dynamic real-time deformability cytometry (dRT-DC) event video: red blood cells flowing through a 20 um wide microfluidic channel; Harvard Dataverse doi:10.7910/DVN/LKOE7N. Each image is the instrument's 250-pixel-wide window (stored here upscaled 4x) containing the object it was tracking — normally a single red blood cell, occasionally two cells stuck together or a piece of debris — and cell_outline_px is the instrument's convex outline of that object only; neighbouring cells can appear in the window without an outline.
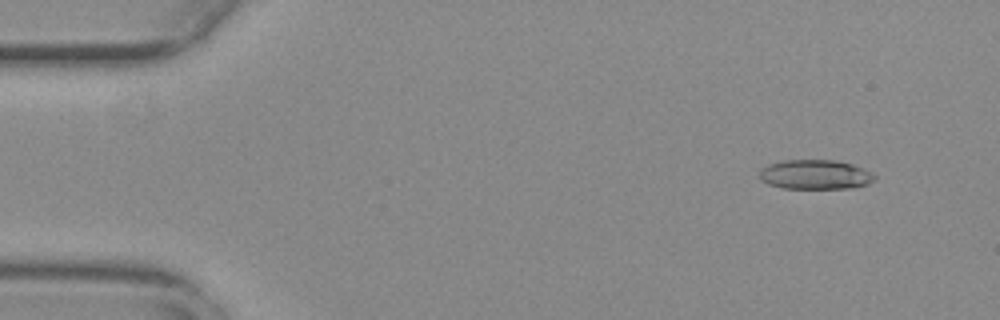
{"species": "common noctule bat (a hibernating species)", "species_latin": "Nyctalus noctula", "temperature_condition": "warm", "stored_images_in_passage": 15, "camera_frame_rate_fps": 3000, "um_per_image_px": 0.085, "animal": {"sex": "female", "body_mass_g": 29.2, "forearm_length_mm": 56.3}, "frame": {"image": 1, "passage_image": 5, "time_ms": 1.333, "image_size_px": [1000, 320], "cell_outline_px": [[876, 180], [868, 184], [852, 188], [784, 188], [768, 184], [760, 180], [760, 172], [768, 164], [784, 160], [832, 160], [852, 164], [872, 172], [876, 176]], "centroid_in_image_um": [69.32, 14.84], "position_along_channel_um": 15.7, "area_um2": 19.77}}